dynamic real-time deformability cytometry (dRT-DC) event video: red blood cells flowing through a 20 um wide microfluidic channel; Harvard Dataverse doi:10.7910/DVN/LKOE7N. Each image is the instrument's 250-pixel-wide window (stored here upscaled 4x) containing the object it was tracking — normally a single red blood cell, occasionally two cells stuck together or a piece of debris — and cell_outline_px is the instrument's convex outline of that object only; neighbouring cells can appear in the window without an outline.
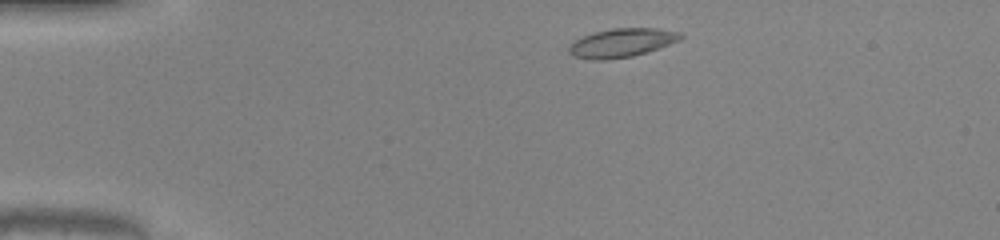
{"species": "common noctule bat (a hibernating species)", "species_latin": "Nyctalus noctula", "temperature_condition": "warm", "stored_images_in_passage": 43, "camera_frame_rate_fps": 3000, "um_per_image_px": 0.085, "animal": {"sex": "male", "body_mass_g": 20.0, "forearm_length_mm": 53.3}, "frame": {"image": 1, "passage_image": 3, "time_ms": 0.667, "image_size_px": [1000, 240], "cell_outline_px": [[684, 36], [680, 40], [632, 56], [604, 60], [592, 60], [572, 56], [568, 52], [568, 48], [576, 40], [584, 36], [596, 32], [612, 28], [656, 28], [680, 32]], "centroid_in_image_um": [52.83, 3.64], "position_along_channel_um": 32.2, "area_um2": 18.38}}
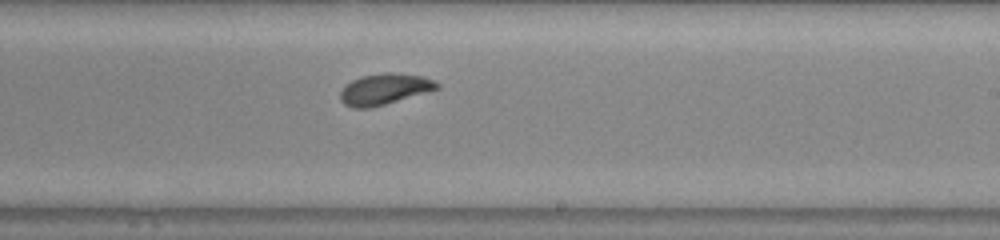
{"frame": {"image": 2, "passage_image": 24, "time_ms": 7.667, "image_size_px": [1000, 240], "cell_outline_px": [[440, 88], [432, 92], [368, 108], [352, 108], [344, 104], [340, 100], [340, 92], [344, 84], [360, 76], [384, 72], [392, 72], [424, 76], [440, 84]], "centroid_in_image_um": [32.69, 7.57], "position_along_channel_um": 256.3, "area_um2": 17.86}}
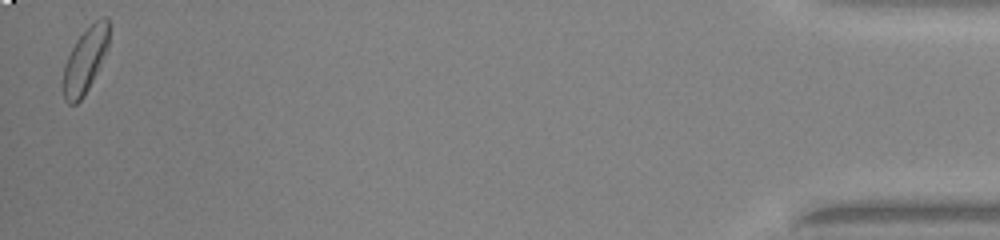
{"frame": {"image": 3, "passage_image": 43, "time_ms": 14.0, "image_size_px": [1000, 240], "cell_outline_px": [[108, 48], [84, 96], [76, 104], [68, 104], [64, 100], [64, 64], [76, 40], [96, 20], [104, 16], [108, 16]], "centroid_in_image_um": [7.24, 5.13], "position_along_channel_um": 428.0, "area_um2": 16.88}, "authors_computed_cell_mechanics": {"area_um2": 17.5134, "velocity_mm_per_s": 4.0787, "shape_relaxation_time_tau1_ms": 8.9561, "shape_relaxation_time_tau2_ms": 1.9224, "deformation_change_tau1": 0.2246, "deformation_change_tau2": 0.0785}}